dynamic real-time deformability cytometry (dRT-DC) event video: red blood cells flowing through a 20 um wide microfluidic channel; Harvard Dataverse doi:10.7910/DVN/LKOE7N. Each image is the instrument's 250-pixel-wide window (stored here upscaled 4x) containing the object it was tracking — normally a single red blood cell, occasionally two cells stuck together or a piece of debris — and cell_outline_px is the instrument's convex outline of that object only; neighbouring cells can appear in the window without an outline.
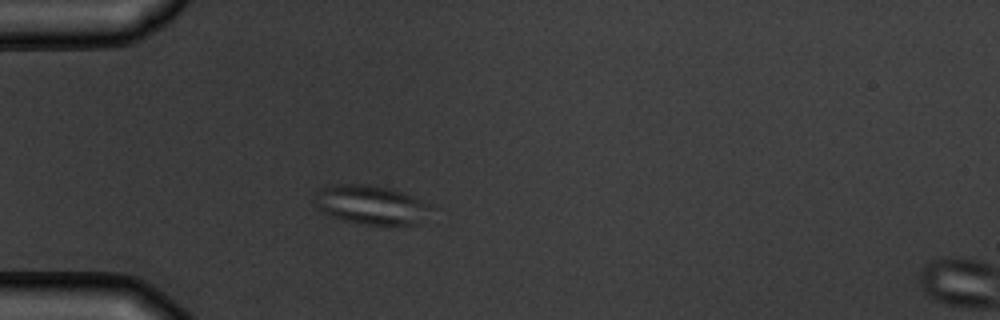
{"species": "common noctule bat (a hibernating species)", "species_latin": "Nyctalus noctula", "temperature_condition": "warm", "stored_images_in_passage": 3, "segment_of_instrument_passage": [1, 2], "camera_frame_rate_fps": 3000, "um_per_image_px": 0.085, "animal": {"sex": "male", "body_mass_g": 19.5, "forearm_length_mm": 54.6}, "frame": {"image": 1, "passage_image": 2, "time_ms": 1.0, "image_size_px": [1000, 320], "cell_outline_px": [[428, 208], [416, 224], [368, 224], [348, 220], [332, 216], [324, 212], [316, 204], [316, 192], [320, 188], [332, 184], [368, 184], [388, 188], [404, 192], [428, 204]], "centroid_in_image_um": [31.46, 17.36], "position_along_channel_um": 53.5, "area_um2": 25.43}}